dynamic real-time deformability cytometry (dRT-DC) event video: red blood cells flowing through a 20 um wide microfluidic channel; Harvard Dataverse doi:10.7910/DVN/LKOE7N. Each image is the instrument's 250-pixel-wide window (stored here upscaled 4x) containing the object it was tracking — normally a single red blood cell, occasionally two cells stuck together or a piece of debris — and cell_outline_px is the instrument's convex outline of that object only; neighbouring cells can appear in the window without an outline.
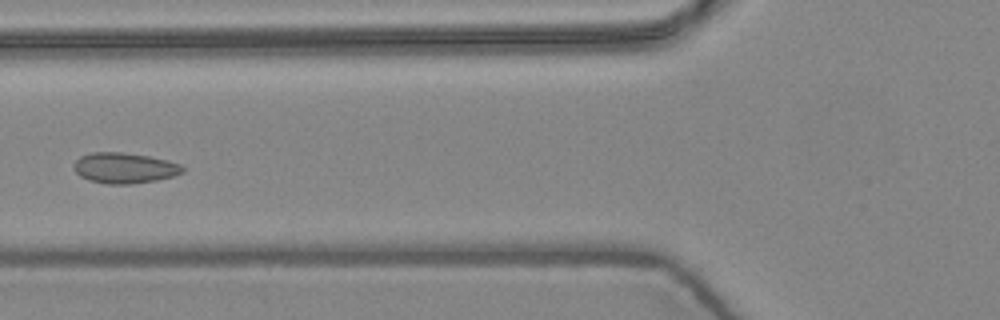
{"species": "common noctule bat (a hibernating species)", "species_latin": "Nyctalus noctula", "temperature_condition": "warm", "stored_images_in_passage": 7, "camera_frame_rate_fps": 3000, "um_per_image_px": 0.085, "animal": {"sex": "female", "body_mass_g": 24.6, "forearm_length_mm": 56.2}, "frame": {"image": 1, "passage_image": 7, "time_ms": 2.0, "image_size_px": [1000, 320], "cell_outline_px": [[184, 172], [172, 176], [156, 180], [132, 184], [108, 184], [88, 180], [80, 176], [72, 168], [76, 160], [80, 156], [92, 152], [124, 152], [148, 156], [168, 160], [180, 164], [184, 168]], "centroid_in_image_um": [10.56, 14.27], "position_along_channel_um": 115.2, "area_um2": 19.48}}